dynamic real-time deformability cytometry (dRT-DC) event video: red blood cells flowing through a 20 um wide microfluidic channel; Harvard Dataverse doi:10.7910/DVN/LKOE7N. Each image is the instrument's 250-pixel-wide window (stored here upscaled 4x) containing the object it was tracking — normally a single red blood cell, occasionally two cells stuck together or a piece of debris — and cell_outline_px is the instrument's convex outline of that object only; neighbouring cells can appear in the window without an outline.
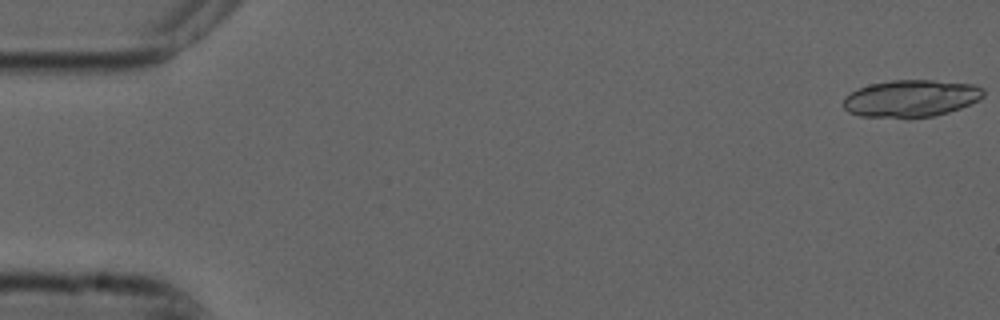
{"species": "common noctule bat (a hibernating species)", "species_latin": "Nyctalus noctula", "temperature_condition": "cold", "stored_images_in_passage": 52, "segment_of_instrument_passage": [1, 2], "camera_frame_rate_fps": 3000, "um_per_image_px": 0.085, "animal": {"sex": "male", "forearm_length_mm": 52.5}, "frame": {"image": 1, "passage_image": 1, "time_ms": 0.0, "image_size_px": [1000, 320], "cell_outline_px": [[984, 96], [980, 100], [960, 108], [948, 112], [932, 116], [904, 120], [860, 116], [848, 112], [840, 104], [844, 96], [860, 88], [872, 84], [892, 80], [932, 80], [972, 84], [984, 88]], "centroid_in_image_um": [77.4, 8.4], "position_along_channel_um": 7.6, "area_um2": 30.98}}